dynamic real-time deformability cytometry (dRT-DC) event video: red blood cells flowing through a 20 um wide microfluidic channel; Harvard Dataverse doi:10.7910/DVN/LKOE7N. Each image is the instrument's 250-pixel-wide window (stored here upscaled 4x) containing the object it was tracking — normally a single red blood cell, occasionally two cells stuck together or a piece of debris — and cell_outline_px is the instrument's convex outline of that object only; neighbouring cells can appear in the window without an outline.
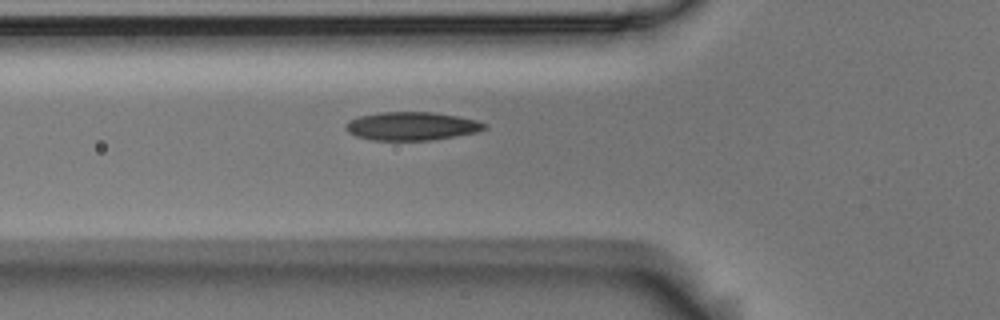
{"species": "Egyptian fruit bat (a non-hibernating species)", "species_latin": "Rousettus aegyptiacus", "temperature_condition": "room temperature", "stored_images_in_passage": 5, "camera_frame_rate_fps": 3000, "um_per_image_px": 0.085, "animal": {"sex": "male"}, "frame": {"image": 1, "passage_image": 5, "time_ms": 1.333, "image_size_px": [1000, 320], "cell_outline_px": [[488, 128], [476, 132], [456, 136], [432, 140], [372, 140], [356, 136], [348, 132], [344, 128], [344, 124], [348, 120], [360, 116], [380, 112], [432, 112], [456, 116], [476, 120], [488, 124]], "centroid_in_image_um": [34.98, 10.72], "position_along_channel_um": 90.8, "area_um2": 23.0}}